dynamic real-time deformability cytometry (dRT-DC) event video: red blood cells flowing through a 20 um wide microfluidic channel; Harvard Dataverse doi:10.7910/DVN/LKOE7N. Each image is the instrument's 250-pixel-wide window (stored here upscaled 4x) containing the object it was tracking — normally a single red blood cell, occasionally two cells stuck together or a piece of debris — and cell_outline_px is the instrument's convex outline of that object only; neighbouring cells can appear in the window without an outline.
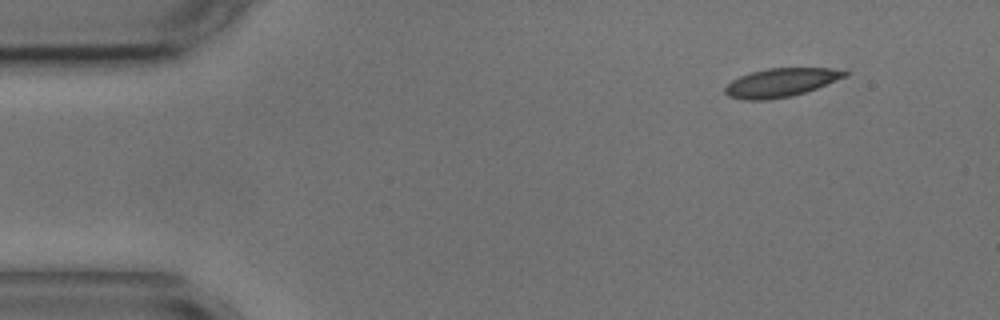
{"species": "common noctule bat (a hibernating species)", "species_latin": "Nyctalus noctula", "temperature_condition": "cold", "stored_images_in_passage": 6, "camera_frame_rate_fps": 3000, "um_per_image_px": 0.085, "animal": {"sex": "male", "body_mass_g": 17.9, "forearm_length_mm": 54.2}, "frame": {"image": 1, "passage_image": 1, "time_ms": 0.0, "image_size_px": [1000, 320], "cell_outline_px": [[848, 76], [816, 88], [792, 96], [768, 100], [744, 100], [728, 96], [724, 92], [724, 88], [732, 80], [740, 76], [752, 72], [768, 68], [828, 68], [848, 72]], "centroid_in_image_um": [66.34, 7.03], "position_along_channel_um": 18.7, "area_um2": 19.83}}
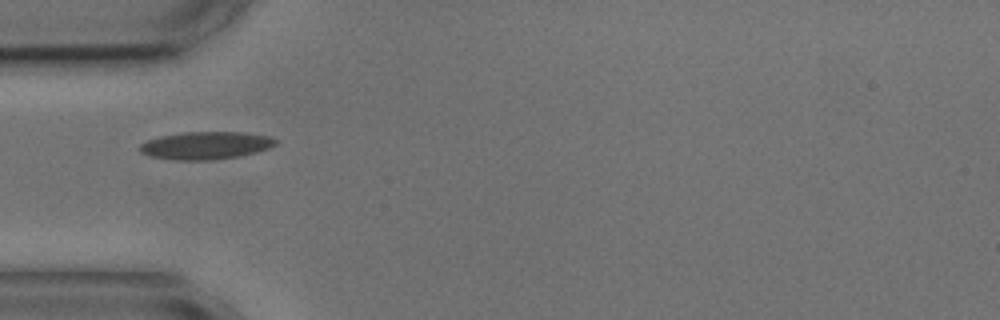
{"frame": {"image": 2, "passage_image": 4, "time_ms": 3.667, "image_size_px": [1000, 320], "cell_outline_px": [[276, 144], [268, 148], [256, 152], [240, 156], [212, 160], [176, 160], [148, 156], [140, 152], [140, 144], [148, 140], [160, 136], [184, 132], [244, 132], [272, 136], [276, 140]], "centroid_in_image_um": [17.49, 12.36], "position_along_channel_um": 67.5, "area_um2": 21.96}}